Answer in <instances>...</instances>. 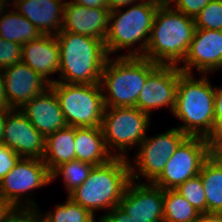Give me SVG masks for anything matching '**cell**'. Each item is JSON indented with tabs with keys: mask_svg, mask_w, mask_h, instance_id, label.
I'll return each mask as SVG.
<instances>
[{
	"mask_svg": "<svg viewBox=\"0 0 222 222\" xmlns=\"http://www.w3.org/2000/svg\"><path fill=\"white\" fill-rule=\"evenodd\" d=\"M22 62L37 72L50 85L56 80L47 76L59 72L60 49L56 35L43 34L22 45Z\"/></svg>",
	"mask_w": 222,
	"mask_h": 222,
	"instance_id": "d6986e66",
	"label": "cell"
},
{
	"mask_svg": "<svg viewBox=\"0 0 222 222\" xmlns=\"http://www.w3.org/2000/svg\"><path fill=\"white\" fill-rule=\"evenodd\" d=\"M215 130L212 133H222V87L217 86L214 93Z\"/></svg>",
	"mask_w": 222,
	"mask_h": 222,
	"instance_id": "e575fe53",
	"label": "cell"
},
{
	"mask_svg": "<svg viewBox=\"0 0 222 222\" xmlns=\"http://www.w3.org/2000/svg\"><path fill=\"white\" fill-rule=\"evenodd\" d=\"M182 72L197 68L207 74L222 67V30L195 29L193 39L183 60Z\"/></svg>",
	"mask_w": 222,
	"mask_h": 222,
	"instance_id": "9a60e30c",
	"label": "cell"
},
{
	"mask_svg": "<svg viewBox=\"0 0 222 222\" xmlns=\"http://www.w3.org/2000/svg\"><path fill=\"white\" fill-rule=\"evenodd\" d=\"M197 222H222V214H201Z\"/></svg>",
	"mask_w": 222,
	"mask_h": 222,
	"instance_id": "b9f144b4",
	"label": "cell"
},
{
	"mask_svg": "<svg viewBox=\"0 0 222 222\" xmlns=\"http://www.w3.org/2000/svg\"><path fill=\"white\" fill-rule=\"evenodd\" d=\"M8 107L20 109L50 84L24 62L3 69Z\"/></svg>",
	"mask_w": 222,
	"mask_h": 222,
	"instance_id": "2e32d148",
	"label": "cell"
},
{
	"mask_svg": "<svg viewBox=\"0 0 222 222\" xmlns=\"http://www.w3.org/2000/svg\"><path fill=\"white\" fill-rule=\"evenodd\" d=\"M200 216L176 190H163V222H197Z\"/></svg>",
	"mask_w": 222,
	"mask_h": 222,
	"instance_id": "d4e9b609",
	"label": "cell"
},
{
	"mask_svg": "<svg viewBox=\"0 0 222 222\" xmlns=\"http://www.w3.org/2000/svg\"><path fill=\"white\" fill-rule=\"evenodd\" d=\"M176 191L188 200L201 214H207L205 189L199 175L182 183Z\"/></svg>",
	"mask_w": 222,
	"mask_h": 222,
	"instance_id": "83f0119b",
	"label": "cell"
},
{
	"mask_svg": "<svg viewBox=\"0 0 222 222\" xmlns=\"http://www.w3.org/2000/svg\"><path fill=\"white\" fill-rule=\"evenodd\" d=\"M94 222H95V221H94ZM98 222H104V221H103L102 218L100 217L99 220H98Z\"/></svg>",
	"mask_w": 222,
	"mask_h": 222,
	"instance_id": "bcb514c9",
	"label": "cell"
},
{
	"mask_svg": "<svg viewBox=\"0 0 222 222\" xmlns=\"http://www.w3.org/2000/svg\"><path fill=\"white\" fill-rule=\"evenodd\" d=\"M207 202V214H222V165L209 158L199 173Z\"/></svg>",
	"mask_w": 222,
	"mask_h": 222,
	"instance_id": "cb8c5ba5",
	"label": "cell"
},
{
	"mask_svg": "<svg viewBox=\"0 0 222 222\" xmlns=\"http://www.w3.org/2000/svg\"><path fill=\"white\" fill-rule=\"evenodd\" d=\"M76 127L67 126L45 137L43 162L50 172L63 163L76 160Z\"/></svg>",
	"mask_w": 222,
	"mask_h": 222,
	"instance_id": "7402d4cb",
	"label": "cell"
},
{
	"mask_svg": "<svg viewBox=\"0 0 222 222\" xmlns=\"http://www.w3.org/2000/svg\"><path fill=\"white\" fill-rule=\"evenodd\" d=\"M182 70L179 66L159 65L148 77L139 93L136 107L142 112L151 115L152 109L169 106L171 112L176 105V92L179 75Z\"/></svg>",
	"mask_w": 222,
	"mask_h": 222,
	"instance_id": "4fadbf2b",
	"label": "cell"
},
{
	"mask_svg": "<svg viewBox=\"0 0 222 222\" xmlns=\"http://www.w3.org/2000/svg\"><path fill=\"white\" fill-rule=\"evenodd\" d=\"M159 65L143 57H120L105 62L100 85L105 108L136 106L147 77ZM108 94H105L107 93Z\"/></svg>",
	"mask_w": 222,
	"mask_h": 222,
	"instance_id": "5b68a950",
	"label": "cell"
},
{
	"mask_svg": "<svg viewBox=\"0 0 222 222\" xmlns=\"http://www.w3.org/2000/svg\"><path fill=\"white\" fill-rule=\"evenodd\" d=\"M2 144L22 158L42 159L45 152V137L19 109L6 117Z\"/></svg>",
	"mask_w": 222,
	"mask_h": 222,
	"instance_id": "5bb4252c",
	"label": "cell"
},
{
	"mask_svg": "<svg viewBox=\"0 0 222 222\" xmlns=\"http://www.w3.org/2000/svg\"><path fill=\"white\" fill-rule=\"evenodd\" d=\"M60 49V80L67 84H97L108 59L104 41L60 31L56 34Z\"/></svg>",
	"mask_w": 222,
	"mask_h": 222,
	"instance_id": "7a4b0ae2",
	"label": "cell"
},
{
	"mask_svg": "<svg viewBox=\"0 0 222 222\" xmlns=\"http://www.w3.org/2000/svg\"><path fill=\"white\" fill-rule=\"evenodd\" d=\"M207 159V139L188 136L176 149L153 184L163 190H176L188 179L198 176Z\"/></svg>",
	"mask_w": 222,
	"mask_h": 222,
	"instance_id": "30bf717a",
	"label": "cell"
},
{
	"mask_svg": "<svg viewBox=\"0 0 222 222\" xmlns=\"http://www.w3.org/2000/svg\"><path fill=\"white\" fill-rule=\"evenodd\" d=\"M188 136L177 127L162 134L146 137L134 158L135 169L148 183H153L163 172L166 163Z\"/></svg>",
	"mask_w": 222,
	"mask_h": 222,
	"instance_id": "8fae6325",
	"label": "cell"
},
{
	"mask_svg": "<svg viewBox=\"0 0 222 222\" xmlns=\"http://www.w3.org/2000/svg\"><path fill=\"white\" fill-rule=\"evenodd\" d=\"M22 157L0 143V181L16 166Z\"/></svg>",
	"mask_w": 222,
	"mask_h": 222,
	"instance_id": "4dcf8cb0",
	"label": "cell"
},
{
	"mask_svg": "<svg viewBox=\"0 0 222 222\" xmlns=\"http://www.w3.org/2000/svg\"><path fill=\"white\" fill-rule=\"evenodd\" d=\"M93 165L88 162L73 160L66 162L55 168L51 172V180L58 178L59 174L63 175L64 184L68 191V195L79 187L88 178Z\"/></svg>",
	"mask_w": 222,
	"mask_h": 222,
	"instance_id": "4316f807",
	"label": "cell"
},
{
	"mask_svg": "<svg viewBox=\"0 0 222 222\" xmlns=\"http://www.w3.org/2000/svg\"><path fill=\"white\" fill-rule=\"evenodd\" d=\"M0 15V37L6 41L16 42L21 46L26 42L36 40L43 35L27 18L17 11Z\"/></svg>",
	"mask_w": 222,
	"mask_h": 222,
	"instance_id": "603a6c76",
	"label": "cell"
},
{
	"mask_svg": "<svg viewBox=\"0 0 222 222\" xmlns=\"http://www.w3.org/2000/svg\"><path fill=\"white\" fill-rule=\"evenodd\" d=\"M71 2L85 7L107 8L106 0H74Z\"/></svg>",
	"mask_w": 222,
	"mask_h": 222,
	"instance_id": "74e56055",
	"label": "cell"
},
{
	"mask_svg": "<svg viewBox=\"0 0 222 222\" xmlns=\"http://www.w3.org/2000/svg\"><path fill=\"white\" fill-rule=\"evenodd\" d=\"M16 209L0 197V222H4Z\"/></svg>",
	"mask_w": 222,
	"mask_h": 222,
	"instance_id": "8d00e7d4",
	"label": "cell"
},
{
	"mask_svg": "<svg viewBox=\"0 0 222 222\" xmlns=\"http://www.w3.org/2000/svg\"><path fill=\"white\" fill-rule=\"evenodd\" d=\"M51 182V172L42 159L21 158L16 166L0 181V197L17 210H37L35 201L28 198L25 199L28 203L27 206L23 205L21 198L24 196L22 195L25 192L27 195V192Z\"/></svg>",
	"mask_w": 222,
	"mask_h": 222,
	"instance_id": "9c48e42d",
	"label": "cell"
},
{
	"mask_svg": "<svg viewBox=\"0 0 222 222\" xmlns=\"http://www.w3.org/2000/svg\"><path fill=\"white\" fill-rule=\"evenodd\" d=\"M211 0H169L168 4L174 3L175 10L184 13L186 16L195 18V16L204 8Z\"/></svg>",
	"mask_w": 222,
	"mask_h": 222,
	"instance_id": "1f68e13d",
	"label": "cell"
},
{
	"mask_svg": "<svg viewBox=\"0 0 222 222\" xmlns=\"http://www.w3.org/2000/svg\"><path fill=\"white\" fill-rule=\"evenodd\" d=\"M108 8L85 7L65 2L61 31L89 36L105 41L109 29Z\"/></svg>",
	"mask_w": 222,
	"mask_h": 222,
	"instance_id": "ac0fdd59",
	"label": "cell"
},
{
	"mask_svg": "<svg viewBox=\"0 0 222 222\" xmlns=\"http://www.w3.org/2000/svg\"><path fill=\"white\" fill-rule=\"evenodd\" d=\"M195 29L194 18L169 4L159 6L143 58L158 65L178 66L187 54Z\"/></svg>",
	"mask_w": 222,
	"mask_h": 222,
	"instance_id": "6da1fadb",
	"label": "cell"
},
{
	"mask_svg": "<svg viewBox=\"0 0 222 222\" xmlns=\"http://www.w3.org/2000/svg\"><path fill=\"white\" fill-rule=\"evenodd\" d=\"M106 215L101 216L104 222H138L123 211L119 206H116Z\"/></svg>",
	"mask_w": 222,
	"mask_h": 222,
	"instance_id": "d590c367",
	"label": "cell"
},
{
	"mask_svg": "<svg viewBox=\"0 0 222 222\" xmlns=\"http://www.w3.org/2000/svg\"><path fill=\"white\" fill-rule=\"evenodd\" d=\"M143 1H145V0H143ZM147 1L158 4L159 6L167 5L169 2V0H147Z\"/></svg>",
	"mask_w": 222,
	"mask_h": 222,
	"instance_id": "7bdbcfd3",
	"label": "cell"
},
{
	"mask_svg": "<svg viewBox=\"0 0 222 222\" xmlns=\"http://www.w3.org/2000/svg\"><path fill=\"white\" fill-rule=\"evenodd\" d=\"M12 3L16 8L14 10L27 18L42 34L56 35L62 30L65 6L62 0H15Z\"/></svg>",
	"mask_w": 222,
	"mask_h": 222,
	"instance_id": "ffe728a7",
	"label": "cell"
},
{
	"mask_svg": "<svg viewBox=\"0 0 222 222\" xmlns=\"http://www.w3.org/2000/svg\"><path fill=\"white\" fill-rule=\"evenodd\" d=\"M11 110L12 109L9 107L0 106V143H3L4 126L6 122V117Z\"/></svg>",
	"mask_w": 222,
	"mask_h": 222,
	"instance_id": "60d3db41",
	"label": "cell"
},
{
	"mask_svg": "<svg viewBox=\"0 0 222 222\" xmlns=\"http://www.w3.org/2000/svg\"><path fill=\"white\" fill-rule=\"evenodd\" d=\"M37 212L40 215L38 216L39 222H94L96 216L75 203L70 197L67 198L66 203L57 205L54 212L45 215L40 213L41 211L38 209Z\"/></svg>",
	"mask_w": 222,
	"mask_h": 222,
	"instance_id": "484cf974",
	"label": "cell"
},
{
	"mask_svg": "<svg viewBox=\"0 0 222 222\" xmlns=\"http://www.w3.org/2000/svg\"><path fill=\"white\" fill-rule=\"evenodd\" d=\"M145 1H139L136 5L132 4L131 8L122 13L119 8L110 11L109 29L104 41L109 57V54H114L123 48L130 50L131 46L139 41V47L120 57H143L145 54L159 7L158 4Z\"/></svg>",
	"mask_w": 222,
	"mask_h": 222,
	"instance_id": "8992f818",
	"label": "cell"
},
{
	"mask_svg": "<svg viewBox=\"0 0 222 222\" xmlns=\"http://www.w3.org/2000/svg\"><path fill=\"white\" fill-rule=\"evenodd\" d=\"M201 77L196 79L194 74L180 73L173 114L184 122L177 127L181 132L207 139L215 130V87L211 86L205 74Z\"/></svg>",
	"mask_w": 222,
	"mask_h": 222,
	"instance_id": "3957f363",
	"label": "cell"
},
{
	"mask_svg": "<svg viewBox=\"0 0 222 222\" xmlns=\"http://www.w3.org/2000/svg\"><path fill=\"white\" fill-rule=\"evenodd\" d=\"M22 46L0 37V68L4 69L21 62Z\"/></svg>",
	"mask_w": 222,
	"mask_h": 222,
	"instance_id": "f546056e",
	"label": "cell"
},
{
	"mask_svg": "<svg viewBox=\"0 0 222 222\" xmlns=\"http://www.w3.org/2000/svg\"><path fill=\"white\" fill-rule=\"evenodd\" d=\"M150 116L136 106L105 108L101 129L108 151L116 148L115 157L128 158L127 148L139 146L146 138Z\"/></svg>",
	"mask_w": 222,
	"mask_h": 222,
	"instance_id": "ba28073f",
	"label": "cell"
},
{
	"mask_svg": "<svg viewBox=\"0 0 222 222\" xmlns=\"http://www.w3.org/2000/svg\"><path fill=\"white\" fill-rule=\"evenodd\" d=\"M37 210H15L4 222H39Z\"/></svg>",
	"mask_w": 222,
	"mask_h": 222,
	"instance_id": "836d02e7",
	"label": "cell"
},
{
	"mask_svg": "<svg viewBox=\"0 0 222 222\" xmlns=\"http://www.w3.org/2000/svg\"><path fill=\"white\" fill-rule=\"evenodd\" d=\"M0 2H2V3H3L4 5H6V6H7V4L10 6L8 0H0ZM7 2H8V3H7Z\"/></svg>",
	"mask_w": 222,
	"mask_h": 222,
	"instance_id": "f6af8a7d",
	"label": "cell"
},
{
	"mask_svg": "<svg viewBox=\"0 0 222 222\" xmlns=\"http://www.w3.org/2000/svg\"><path fill=\"white\" fill-rule=\"evenodd\" d=\"M6 5H4L2 2H0V15L3 13L4 10H6Z\"/></svg>",
	"mask_w": 222,
	"mask_h": 222,
	"instance_id": "ee69618b",
	"label": "cell"
},
{
	"mask_svg": "<svg viewBox=\"0 0 222 222\" xmlns=\"http://www.w3.org/2000/svg\"><path fill=\"white\" fill-rule=\"evenodd\" d=\"M130 165L127 158L114 157L102 165L93 166L88 178L72 191L70 197L93 215L95 210H112L119 206L130 182Z\"/></svg>",
	"mask_w": 222,
	"mask_h": 222,
	"instance_id": "277c9868",
	"label": "cell"
},
{
	"mask_svg": "<svg viewBox=\"0 0 222 222\" xmlns=\"http://www.w3.org/2000/svg\"><path fill=\"white\" fill-rule=\"evenodd\" d=\"M208 158L220 164L222 162V133H212L207 138Z\"/></svg>",
	"mask_w": 222,
	"mask_h": 222,
	"instance_id": "d6a6232c",
	"label": "cell"
},
{
	"mask_svg": "<svg viewBox=\"0 0 222 222\" xmlns=\"http://www.w3.org/2000/svg\"><path fill=\"white\" fill-rule=\"evenodd\" d=\"M196 29L222 30V0H211L195 16Z\"/></svg>",
	"mask_w": 222,
	"mask_h": 222,
	"instance_id": "f1b7e54d",
	"label": "cell"
},
{
	"mask_svg": "<svg viewBox=\"0 0 222 222\" xmlns=\"http://www.w3.org/2000/svg\"><path fill=\"white\" fill-rule=\"evenodd\" d=\"M19 110L44 137L68 126L58 97L50 86Z\"/></svg>",
	"mask_w": 222,
	"mask_h": 222,
	"instance_id": "e0dca14e",
	"label": "cell"
},
{
	"mask_svg": "<svg viewBox=\"0 0 222 222\" xmlns=\"http://www.w3.org/2000/svg\"><path fill=\"white\" fill-rule=\"evenodd\" d=\"M74 141L78 161L98 166L115 157L106 147L101 127H76Z\"/></svg>",
	"mask_w": 222,
	"mask_h": 222,
	"instance_id": "44dd1931",
	"label": "cell"
},
{
	"mask_svg": "<svg viewBox=\"0 0 222 222\" xmlns=\"http://www.w3.org/2000/svg\"><path fill=\"white\" fill-rule=\"evenodd\" d=\"M130 178L119 207L138 222H163V189L153 183H140L133 165Z\"/></svg>",
	"mask_w": 222,
	"mask_h": 222,
	"instance_id": "7c38bea8",
	"label": "cell"
},
{
	"mask_svg": "<svg viewBox=\"0 0 222 222\" xmlns=\"http://www.w3.org/2000/svg\"><path fill=\"white\" fill-rule=\"evenodd\" d=\"M0 106L8 107V99L5 92L4 73L2 68H0Z\"/></svg>",
	"mask_w": 222,
	"mask_h": 222,
	"instance_id": "ab89813d",
	"label": "cell"
},
{
	"mask_svg": "<svg viewBox=\"0 0 222 222\" xmlns=\"http://www.w3.org/2000/svg\"><path fill=\"white\" fill-rule=\"evenodd\" d=\"M107 1V8L111 11L117 8L127 7V5L136 4L137 1L141 0H106ZM135 2V3H134Z\"/></svg>",
	"mask_w": 222,
	"mask_h": 222,
	"instance_id": "f35d334b",
	"label": "cell"
},
{
	"mask_svg": "<svg viewBox=\"0 0 222 222\" xmlns=\"http://www.w3.org/2000/svg\"><path fill=\"white\" fill-rule=\"evenodd\" d=\"M50 87L58 97L68 126L101 127L105 106L100 83L67 84L55 82Z\"/></svg>",
	"mask_w": 222,
	"mask_h": 222,
	"instance_id": "52a82bcc",
	"label": "cell"
}]
</instances>
